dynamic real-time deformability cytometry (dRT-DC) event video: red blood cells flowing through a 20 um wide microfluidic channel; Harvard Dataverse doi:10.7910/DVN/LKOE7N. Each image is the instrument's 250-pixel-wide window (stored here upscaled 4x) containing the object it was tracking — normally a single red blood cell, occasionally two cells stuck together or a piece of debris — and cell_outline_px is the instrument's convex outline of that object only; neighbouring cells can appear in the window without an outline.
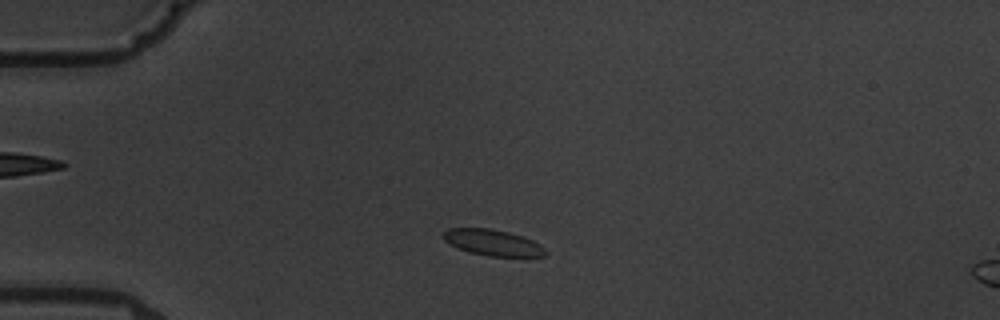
{"species": "common noctule bat (a hibernating species)", "species_latin": "Nyctalus noctula", "temperature_condition": "warm", "stored_images_in_passage": 4, "camera_frame_rate_fps": 3000, "um_per_image_px": 0.085, "animal": {"sex": "male", "body_mass_g": 19.5, "forearm_length_mm": 54.6}, "frame": {"image": 1, "passage_image": 2, "time_ms": 1.333, "image_size_px": [1000, 320], "cell_outline_px": [[548, 256], [524, 260], [488, 256], [468, 252], [456, 248], [448, 244], [444, 240], [444, 232], [448, 228], [488, 228], [508, 232], [532, 240], [540, 244], [548, 252]], "centroid_in_image_um": [41.99, 20.69], "position_along_channel_um": 43.0, "area_um2": 16.42}}